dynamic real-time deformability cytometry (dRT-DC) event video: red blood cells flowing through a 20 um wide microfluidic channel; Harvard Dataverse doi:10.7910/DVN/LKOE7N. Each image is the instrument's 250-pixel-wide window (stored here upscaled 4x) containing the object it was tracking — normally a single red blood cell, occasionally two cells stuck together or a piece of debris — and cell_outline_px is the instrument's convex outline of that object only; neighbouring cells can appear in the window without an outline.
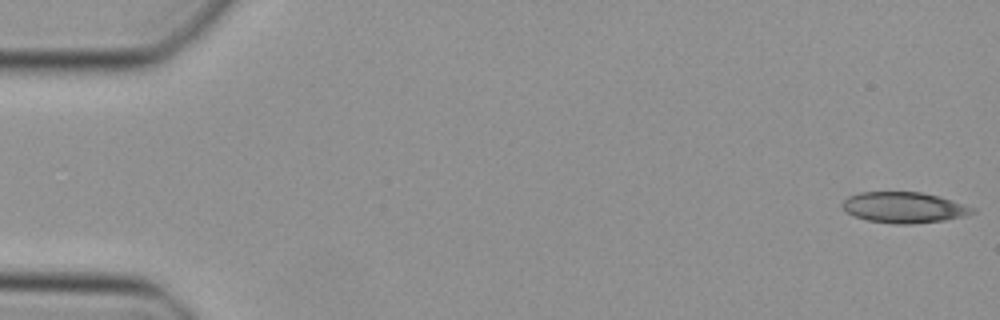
{"species": "Egyptian fruit bat (a non-hibernating species)", "species_latin": "Rousettus aegyptiacus", "temperature_condition": "cold", "stored_images_in_passage": 32, "camera_frame_rate_fps": 3000, "um_per_image_px": 0.085, "animal": {"sex": "female"}, "frame": {"image": 1, "passage_image": 1, "time_ms": 0.0, "image_size_px": [1000, 320], "cell_outline_px": [[976, 212], [964, 216], [944, 220], [912, 224], [896, 224], [868, 220], [856, 216], [848, 212], [840, 204], [848, 196], [860, 192], [920, 192], [940, 196], [976, 208]], "centroid_in_image_um": [76.87, 17.63], "position_along_channel_um": 8.1, "area_um2": 23.29}}
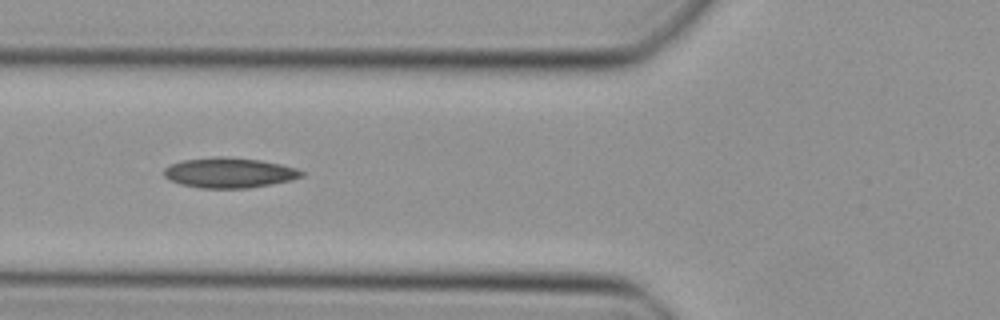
{"frame": {"image": 2, "passage_image": 18, "time_ms": 5.667, "image_size_px": [1000, 320], "cell_outline_px": [[304, 176], [292, 180], [272, 184], [248, 188], [200, 188], [180, 184], [164, 176], [164, 168], [180, 160], [216, 156], [224, 156], [260, 160], [280, 164], [296, 168], [304, 172]], "centroid_in_image_um": [19.5, 14.68], "position_along_channel_um": 106.3, "area_um2": 24.28}}
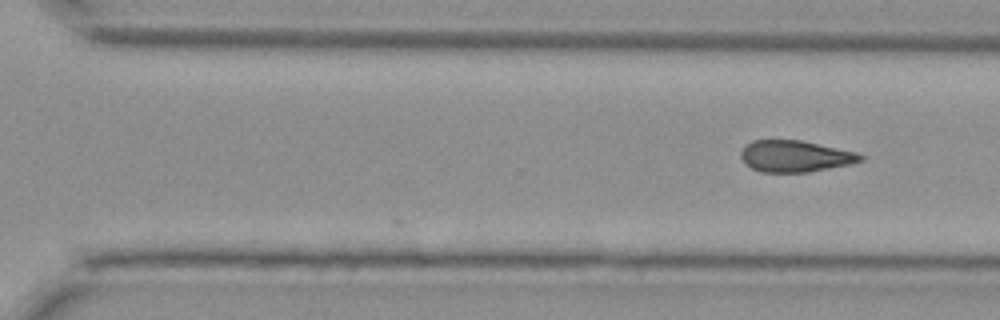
{"frame": {"image": 3, "passage_image": 32, "time_ms": 10.333, "image_size_px": [1000, 320], "cell_outline_px": [[864, 160], [852, 164], [808, 172], [760, 172], [744, 164], [740, 156], [740, 152], [744, 144], [752, 140], [800, 140], [856, 152], [864, 156]], "centroid_in_image_um": [67.55, 13.28], "position_along_channel_um": 303.0, "area_um2": 22.14}}